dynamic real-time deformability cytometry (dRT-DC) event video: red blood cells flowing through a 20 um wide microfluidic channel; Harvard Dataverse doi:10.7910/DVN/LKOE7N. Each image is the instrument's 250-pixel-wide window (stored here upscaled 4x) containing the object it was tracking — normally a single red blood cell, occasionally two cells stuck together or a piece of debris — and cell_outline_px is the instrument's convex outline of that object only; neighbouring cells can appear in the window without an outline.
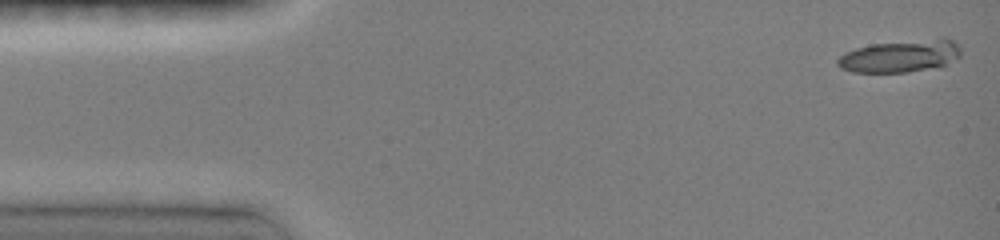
{"species": "common noctule bat (a hibernating species)", "species_latin": "Nyctalus noctula", "temperature_condition": "room temperature", "stored_images_in_passage": 15, "camera_frame_rate_fps": 3000, "um_per_image_px": 0.085, "animal": {"sex": "female", "body_mass_g": 19.0, "forearm_length_mm": 51.5}, "frame": {"image": 1, "passage_image": 1, "time_ms": 0.0, "image_size_px": [1000, 240], "cell_outline_px": [[960, 56], [956, 60], [944, 64], [908, 72], [852, 72], [840, 68], [836, 64], [836, 60], [844, 52], [856, 48], [872, 44], [940, 36], [944, 36], [952, 40], [960, 48]], "centroid_in_image_um": [76.53, 4.73], "position_along_channel_um": 8.5, "area_um2": 23.52}}
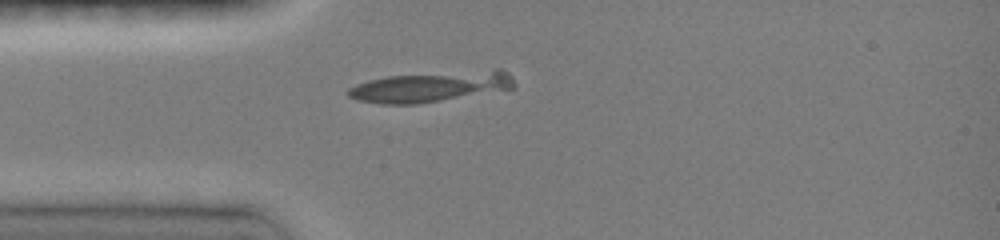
{"frame": {"image": 2, "passage_image": 12, "time_ms": 3.667, "image_size_px": [1000, 240], "cell_outline_px": [[516, 88], [508, 92], [416, 104], [380, 104], [356, 100], [348, 96], [344, 92], [348, 88], [356, 84], [368, 80], [388, 76], [496, 68], [500, 68], [508, 72], [512, 76], [516, 84]], "centroid_in_image_um": [36.77, 7.37], "position_along_channel_um": 48.2, "area_um2": 30.87}}